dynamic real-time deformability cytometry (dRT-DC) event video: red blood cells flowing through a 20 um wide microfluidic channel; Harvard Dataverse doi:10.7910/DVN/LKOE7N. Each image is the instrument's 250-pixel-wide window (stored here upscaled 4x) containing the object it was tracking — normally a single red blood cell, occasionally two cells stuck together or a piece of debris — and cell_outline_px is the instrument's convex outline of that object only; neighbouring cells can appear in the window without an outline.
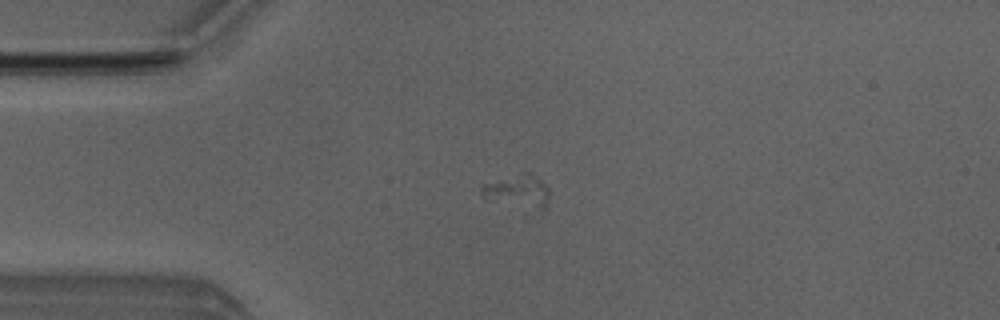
{"species": "Egyptian fruit bat (a non-hibernating species)", "species_latin": "Rousettus aegyptiacus", "temperature_condition": "room temperature", "stored_images_in_passage": 3, "camera_frame_rate_fps": 3000, "um_per_image_px": 0.085, "animal": {"sex": "male"}, "frame": {"image": 1, "passage_image": 2, "time_ms": 2.0, "image_size_px": [1000, 320], "cell_outline_px": [[548, 208], [544, 212], [524, 216], [488, 200], [480, 192], [480, 184], [524, 172], [528, 172], [540, 180], [548, 188]], "centroid_in_image_um": [44.03, 16.46], "position_along_channel_um": 41.0, "area_um2": 14.97}}